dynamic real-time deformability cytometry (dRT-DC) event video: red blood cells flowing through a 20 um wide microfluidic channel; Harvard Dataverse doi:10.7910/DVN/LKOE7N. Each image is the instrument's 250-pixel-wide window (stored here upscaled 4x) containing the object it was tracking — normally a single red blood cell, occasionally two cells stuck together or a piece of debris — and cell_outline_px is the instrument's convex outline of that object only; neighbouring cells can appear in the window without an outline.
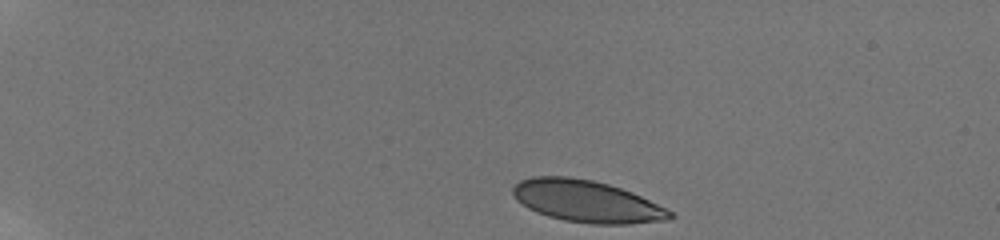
{"species": "human", "species_latin": "Homo sapiens", "temperature_condition": "room temperature", "stored_images_in_passage": 14, "camera_frame_rate_fps": 3000, "um_per_image_px": 0.085, "donor": {"sex": "male"}, "frame": {"image": 1, "passage_image": 1, "time_ms": 0.0, "image_size_px": [1000, 240], "cell_outline_px": [[676, 216], [668, 220], [628, 224], [592, 224], [564, 220], [548, 216], [536, 212], [528, 208], [516, 200], [512, 192], [512, 188], [520, 180], [532, 176], [568, 176], [592, 180], [608, 184], [632, 192], [672, 212]], "centroid_in_image_um": [49.84, 17.11], "position_along_channel_um": 35.2, "area_um2": 38.26}}